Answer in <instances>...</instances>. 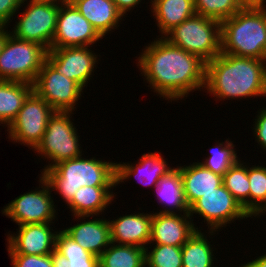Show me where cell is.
Returning <instances> with one entry per match:
<instances>
[{"label":"cell","mask_w":266,"mask_h":267,"mask_svg":"<svg viewBox=\"0 0 266 267\" xmlns=\"http://www.w3.org/2000/svg\"><path fill=\"white\" fill-rule=\"evenodd\" d=\"M205 90L218 100L266 96V60L220 53L206 62Z\"/></svg>","instance_id":"2"},{"label":"cell","mask_w":266,"mask_h":267,"mask_svg":"<svg viewBox=\"0 0 266 267\" xmlns=\"http://www.w3.org/2000/svg\"><path fill=\"white\" fill-rule=\"evenodd\" d=\"M163 38L208 62L221 53V22L195 14L172 28Z\"/></svg>","instance_id":"5"},{"label":"cell","mask_w":266,"mask_h":267,"mask_svg":"<svg viewBox=\"0 0 266 267\" xmlns=\"http://www.w3.org/2000/svg\"><path fill=\"white\" fill-rule=\"evenodd\" d=\"M217 143L216 147L211 148L210 156L199 163L214 173L223 176L239 158L231 140L226 139L225 142L219 143L218 141Z\"/></svg>","instance_id":"31"},{"label":"cell","mask_w":266,"mask_h":267,"mask_svg":"<svg viewBox=\"0 0 266 267\" xmlns=\"http://www.w3.org/2000/svg\"><path fill=\"white\" fill-rule=\"evenodd\" d=\"M33 91L55 111L73 112L83 88L76 81L60 74L46 60L33 83Z\"/></svg>","instance_id":"11"},{"label":"cell","mask_w":266,"mask_h":267,"mask_svg":"<svg viewBox=\"0 0 266 267\" xmlns=\"http://www.w3.org/2000/svg\"><path fill=\"white\" fill-rule=\"evenodd\" d=\"M254 122L253 131L256 138L255 140H257V143L263 150H266V108H262V110L258 112Z\"/></svg>","instance_id":"36"},{"label":"cell","mask_w":266,"mask_h":267,"mask_svg":"<svg viewBox=\"0 0 266 267\" xmlns=\"http://www.w3.org/2000/svg\"><path fill=\"white\" fill-rule=\"evenodd\" d=\"M7 27L4 26H0V54L2 51V48L6 42V39L10 33V31H8V29L6 30Z\"/></svg>","instance_id":"39"},{"label":"cell","mask_w":266,"mask_h":267,"mask_svg":"<svg viewBox=\"0 0 266 267\" xmlns=\"http://www.w3.org/2000/svg\"><path fill=\"white\" fill-rule=\"evenodd\" d=\"M116 186H83L74 194L72 201L67 205L73 216L81 220L100 213L111 204L114 199L111 189ZM98 214V215H97Z\"/></svg>","instance_id":"22"},{"label":"cell","mask_w":266,"mask_h":267,"mask_svg":"<svg viewBox=\"0 0 266 267\" xmlns=\"http://www.w3.org/2000/svg\"><path fill=\"white\" fill-rule=\"evenodd\" d=\"M249 216L266 209V167L248 166Z\"/></svg>","instance_id":"30"},{"label":"cell","mask_w":266,"mask_h":267,"mask_svg":"<svg viewBox=\"0 0 266 267\" xmlns=\"http://www.w3.org/2000/svg\"><path fill=\"white\" fill-rule=\"evenodd\" d=\"M25 1L27 2V0H0V26L7 27Z\"/></svg>","instance_id":"35"},{"label":"cell","mask_w":266,"mask_h":267,"mask_svg":"<svg viewBox=\"0 0 266 267\" xmlns=\"http://www.w3.org/2000/svg\"><path fill=\"white\" fill-rule=\"evenodd\" d=\"M50 255L53 267H99V257L81 247L64 230L57 232Z\"/></svg>","instance_id":"23"},{"label":"cell","mask_w":266,"mask_h":267,"mask_svg":"<svg viewBox=\"0 0 266 267\" xmlns=\"http://www.w3.org/2000/svg\"><path fill=\"white\" fill-rule=\"evenodd\" d=\"M150 3L161 37L196 14L194 0H153Z\"/></svg>","instance_id":"24"},{"label":"cell","mask_w":266,"mask_h":267,"mask_svg":"<svg viewBox=\"0 0 266 267\" xmlns=\"http://www.w3.org/2000/svg\"><path fill=\"white\" fill-rule=\"evenodd\" d=\"M71 3L101 37L118 28L120 20L124 17L112 0H72Z\"/></svg>","instance_id":"21"},{"label":"cell","mask_w":266,"mask_h":267,"mask_svg":"<svg viewBox=\"0 0 266 267\" xmlns=\"http://www.w3.org/2000/svg\"><path fill=\"white\" fill-rule=\"evenodd\" d=\"M191 218L189 213L152 214L149 244L182 246L198 229Z\"/></svg>","instance_id":"16"},{"label":"cell","mask_w":266,"mask_h":267,"mask_svg":"<svg viewBox=\"0 0 266 267\" xmlns=\"http://www.w3.org/2000/svg\"><path fill=\"white\" fill-rule=\"evenodd\" d=\"M184 195L190 207L204 194L214 191L223 185V176L214 173L199 162H193L189 166H180Z\"/></svg>","instance_id":"20"},{"label":"cell","mask_w":266,"mask_h":267,"mask_svg":"<svg viewBox=\"0 0 266 267\" xmlns=\"http://www.w3.org/2000/svg\"><path fill=\"white\" fill-rule=\"evenodd\" d=\"M26 7L10 33L18 39L36 42L49 51L60 6L29 0Z\"/></svg>","instance_id":"12"},{"label":"cell","mask_w":266,"mask_h":267,"mask_svg":"<svg viewBox=\"0 0 266 267\" xmlns=\"http://www.w3.org/2000/svg\"><path fill=\"white\" fill-rule=\"evenodd\" d=\"M88 46L51 48L46 60L62 75L76 81L83 89L97 67L98 55Z\"/></svg>","instance_id":"14"},{"label":"cell","mask_w":266,"mask_h":267,"mask_svg":"<svg viewBox=\"0 0 266 267\" xmlns=\"http://www.w3.org/2000/svg\"><path fill=\"white\" fill-rule=\"evenodd\" d=\"M138 57L144 79L165 100H179L205 88L206 62L163 37L145 46Z\"/></svg>","instance_id":"1"},{"label":"cell","mask_w":266,"mask_h":267,"mask_svg":"<svg viewBox=\"0 0 266 267\" xmlns=\"http://www.w3.org/2000/svg\"><path fill=\"white\" fill-rule=\"evenodd\" d=\"M47 53L44 46L9 33L0 54V80L33 84Z\"/></svg>","instance_id":"6"},{"label":"cell","mask_w":266,"mask_h":267,"mask_svg":"<svg viewBox=\"0 0 266 267\" xmlns=\"http://www.w3.org/2000/svg\"><path fill=\"white\" fill-rule=\"evenodd\" d=\"M243 6H251V0H238Z\"/></svg>","instance_id":"42"},{"label":"cell","mask_w":266,"mask_h":267,"mask_svg":"<svg viewBox=\"0 0 266 267\" xmlns=\"http://www.w3.org/2000/svg\"><path fill=\"white\" fill-rule=\"evenodd\" d=\"M212 245L201 230L182 245V267H212L214 264Z\"/></svg>","instance_id":"28"},{"label":"cell","mask_w":266,"mask_h":267,"mask_svg":"<svg viewBox=\"0 0 266 267\" xmlns=\"http://www.w3.org/2000/svg\"><path fill=\"white\" fill-rule=\"evenodd\" d=\"M265 212H266V209L264 211H260V212L255 213L253 216L254 217L260 216L261 217V215H263Z\"/></svg>","instance_id":"43"},{"label":"cell","mask_w":266,"mask_h":267,"mask_svg":"<svg viewBox=\"0 0 266 267\" xmlns=\"http://www.w3.org/2000/svg\"><path fill=\"white\" fill-rule=\"evenodd\" d=\"M163 158L160 152H148L139 158L140 161L135 166L124 162L116 163V186L135 176L144 186L155 187L158 181L172 169Z\"/></svg>","instance_id":"18"},{"label":"cell","mask_w":266,"mask_h":267,"mask_svg":"<svg viewBox=\"0 0 266 267\" xmlns=\"http://www.w3.org/2000/svg\"><path fill=\"white\" fill-rule=\"evenodd\" d=\"M72 112L55 111L49 118L44 136L34 149L37 154L51 161L45 169L73 158L81 157L82 151L79 143L77 129L71 121Z\"/></svg>","instance_id":"7"},{"label":"cell","mask_w":266,"mask_h":267,"mask_svg":"<svg viewBox=\"0 0 266 267\" xmlns=\"http://www.w3.org/2000/svg\"><path fill=\"white\" fill-rule=\"evenodd\" d=\"M99 267H145V249L111 242L99 256Z\"/></svg>","instance_id":"27"},{"label":"cell","mask_w":266,"mask_h":267,"mask_svg":"<svg viewBox=\"0 0 266 267\" xmlns=\"http://www.w3.org/2000/svg\"><path fill=\"white\" fill-rule=\"evenodd\" d=\"M237 160L223 175L224 187L234 196L249 215L248 166Z\"/></svg>","instance_id":"29"},{"label":"cell","mask_w":266,"mask_h":267,"mask_svg":"<svg viewBox=\"0 0 266 267\" xmlns=\"http://www.w3.org/2000/svg\"><path fill=\"white\" fill-rule=\"evenodd\" d=\"M243 7L238 0H194L196 14L220 22L232 17Z\"/></svg>","instance_id":"32"},{"label":"cell","mask_w":266,"mask_h":267,"mask_svg":"<svg viewBox=\"0 0 266 267\" xmlns=\"http://www.w3.org/2000/svg\"><path fill=\"white\" fill-rule=\"evenodd\" d=\"M194 213L204 218V222L207 221L208 229H210L208 231L211 235L223 226H227V223L230 224L231 221L250 217L224 185L196 200L189 207L191 217Z\"/></svg>","instance_id":"10"},{"label":"cell","mask_w":266,"mask_h":267,"mask_svg":"<svg viewBox=\"0 0 266 267\" xmlns=\"http://www.w3.org/2000/svg\"><path fill=\"white\" fill-rule=\"evenodd\" d=\"M117 10L125 16L127 11L134 9L135 6L139 5L142 0H112Z\"/></svg>","instance_id":"37"},{"label":"cell","mask_w":266,"mask_h":267,"mask_svg":"<svg viewBox=\"0 0 266 267\" xmlns=\"http://www.w3.org/2000/svg\"><path fill=\"white\" fill-rule=\"evenodd\" d=\"M159 203L165 205L158 213H189L181 179L180 166L168 171L155 186ZM167 206V207H166ZM169 207V208H168ZM173 209V210H172Z\"/></svg>","instance_id":"25"},{"label":"cell","mask_w":266,"mask_h":267,"mask_svg":"<svg viewBox=\"0 0 266 267\" xmlns=\"http://www.w3.org/2000/svg\"><path fill=\"white\" fill-rule=\"evenodd\" d=\"M41 176L68 205L80 187L116 186V163L77 157L45 169Z\"/></svg>","instance_id":"4"},{"label":"cell","mask_w":266,"mask_h":267,"mask_svg":"<svg viewBox=\"0 0 266 267\" xmlns=\"http://www.w3.org/2000/svg\"><path fill=\"white\" fill-rule=\"evenodd\" d=\"M145 248V267H182V246L156 244Z\"/></svg>","instance_id":"33"},{"label":"cell","mask_w":266,"mask_h":267,"mask_svg":"<svg viewBox=\"0 0 266 267\" xmlns=\"http://www.w3.org/2000/svg\"><path fill=\"white\" fill-rule=\"evenodd\" d=\"M221 53L266 60V5L244 6L221 21Z\"/></svg>","instance_id":"3"},{"label":"cell","mask_w":266,"mask_h":267,"mask_svg":"<svg viewBox=\"0 0 266 267\" xmlns=\"http://www.w3.org/2000/svg\"><path fill=\"white\" fill-rule=\"evenodd\" d=\"M12 267H53L51 255L9 254Z\"/></svg>","instance_id":"34"},{"label":"cell","mask_w":266,"mask_h":267,"mask_svg":"<svg viewBox=\"0 0 266 267\" xmlns=\"http://www.w3.org/2000/svg\"><path fill=\"white\" fill-rule=\"evenodd\" d=\"M240 267H266V254L259 256L248 263H244Z\"/></svg>","instance_id":"38"},{"label":"cell","mask_w":266,"mask_h":267,"mask_svg":"<svg viewBox=\"0 0 266 267\" xmlns=\"http://www.w3.org/2000/svg\"><path fill=\"white\" fill-rule=\"evenodd\" d=\"M111 242L146 248L151 236L152 213H131L109 220Z\"/></svg>","instance_id":"17"},{"label":"cell","mask_w":266,"mask_h":267,"mask_svg":"<svg viewBox=\"0 0 266 267\" xmlns=\"http://www.w3.org/2000/svg\"><path fill=\"white\" fill-rule=\"evenodd\" d=\"M55 110L34 91L27 97L16 118L7 127L9 138L35 149L44 136Z\"/></svg>","instance_id":"8"},{"label":"cell","mask_w":266,"mask_h":267,"mask_svg":"<svg viewBox=\"0 0 266 267\" xmlns=\"http://www.w3.org/2000/svg\"><path fill=\"white\" fill-rule=\"evenodd\" d=\"M32 92L31 83L0 80V123L8 127Z\"/></svg>","instance_id":"26"},{"label":"cell","mask_w":266,"mask_h":267,"mask_svg":"<svg viewBox=\"0 0 266 267\" xmlns=\"http://www.w3.org/2000/svg\"><path fill=\"white\" fill-rule=\"evenodd\" d=\"M40 178L39 183L42 185L38 187L39 189L16 197L2 210V214L11 218V221L16 222L18 226L53 223L52 220L56 218V207L51 197L52 189L43 176Z\"/></svg>","instance_id":"9"},{"label":"cell","mask_w":266,"mask_h":267,"mask_svg":"<svg viewBox=\"0 0 266 267\" xmlns=\"http://www.w3.org/2000/svg\"><path fill=\"white\" fill-rule=\"evenodd\" d=\"M265 0H251V6L265 5Z\"/></svg>","instance_id":"41"},{"label":"cell","mask_w":266,"mask_h":267,"mask_svg":"<svg viewBox=\"0 0 266 267\" xmlns=\"http://www.w3.org/2000/svg\"><path fill=\"white\" fill-rule=\"evenodd\" d=\"M101 39L91 23L72 3L60 6L51 48L91 47L89 45Z\"/></svg>","instance_id":"13"},{"label":"cell","mask_w":266,"mask_h":267,"mask_svg":"<svg viewBox=\"0 0 266 267\" xmlns=\"http://www.w3.org/2000/svg\"><path fill=\"white\" fill-rule=\"evenodd\" d=\"M50 223L24 224L19 226L18 233L8 234L9 254L48 255L55 249L58 231L52 232Z\"/></svg>","instance_id":"15"},{"label":"cell","mask_w":266,"mask_h":267,"mask_svg":"<svg viewBox=\"0 0 266 267\" xmlns=\"http://www.w3.org/2000/svg\"><path fill=\"white\" fill-rule=\"evenodd\" d=\"M64 231L81 247L98 257L111 244L110 223L105 218L80 221Z\"/></svg>","instance_id":"19"},{"label":"cell","mask_w":266,"mask_h":267,"mask_svg":"<svg viewBox=\"0 0 266 267\" xmlns=\"http://www.w3.org/2000/svg\"><path fill=\"white\" fill-rule=\"evenodd\" d=\"M33 1L40 2V3L53 4V5H57V6L70 4L72 2V0H33Z\"/></svg>","instance_id":"40"}]
</instances>
